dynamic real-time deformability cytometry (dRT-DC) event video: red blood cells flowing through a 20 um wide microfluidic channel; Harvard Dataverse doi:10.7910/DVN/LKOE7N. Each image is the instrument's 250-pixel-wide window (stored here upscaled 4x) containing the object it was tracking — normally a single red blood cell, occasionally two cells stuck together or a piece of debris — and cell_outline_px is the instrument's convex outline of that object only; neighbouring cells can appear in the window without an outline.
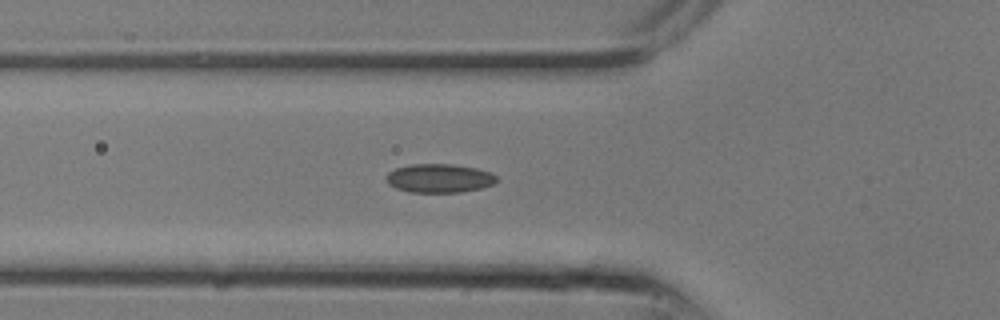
{"species": "common noctule bat (a hibernating species)", "species_latin": "Nyctalus noctula", "temperature_condition": "room temperature", "stored_images_in_passage": 16, "camera_frame_rate_fps": 3000, "um_per_image_px": 0.085, "animal": {"sex": "male", "body_mass_g": 13.3}, "frame": {"image": 1, "passage_image": 8, "time_ms": 2.333, "image_size_px": [1000, 320], "cell_outline_px": [[496, 180], [492, 184], [480, 188], [460, 192], [408, 192], [396, 188], [388, 184], [388, 172], [396, 168], [412, 164], [452, 164], [476, 168], [488, 172], [496, 176]], "centroid_in_image_um": [37.31, 15.15], "position_along_channel_um": 88.5, "area_um2": 18.21}}
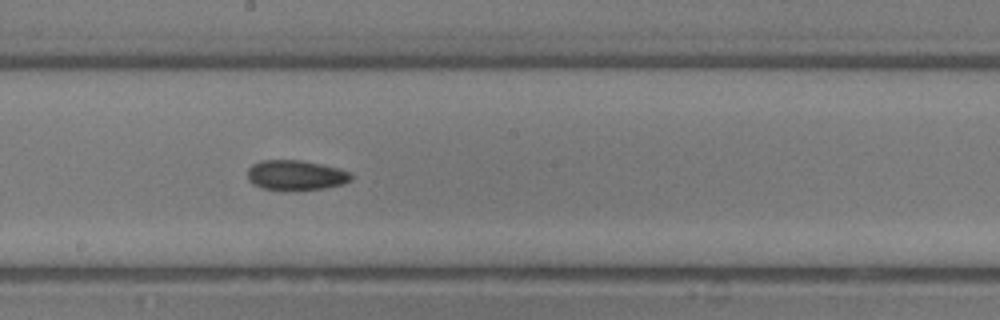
{"frame": {"image": 2, "passage_image": 13, "time_ms": 4.0, "image_size_px": [1000, 320], "cell_outline_px": [[352, 180], [340, 184], [324, 188], [260, 188], [252, 184], [248, 180], [248, 168], [252, 164], [260, 160], [300, 160], [340, 168], [348, 172], [352, 176]], "centroid_in_image_um": [25.11, 14.85], "position_along_channel_um": 223.1, "area_um2": 17.57}}
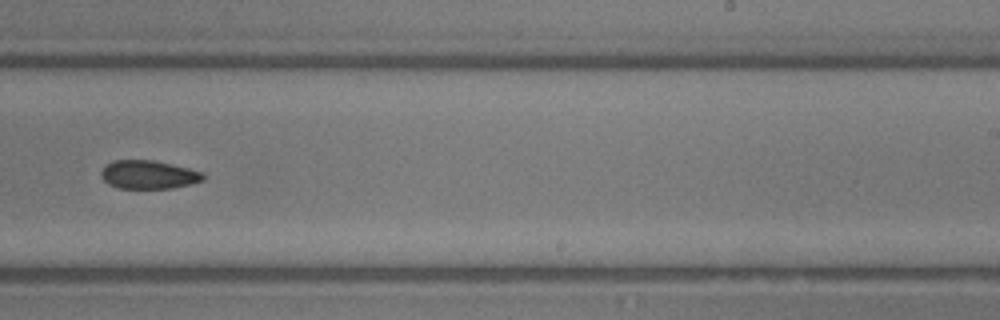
{"frame": {"image": 3, "passage_image": 15, "time_ms": 4.667, "image_size_px": [1000, 320], "cell_outline_px": [[204, 180], [192, 184], [172, 188], [120, 188], [108, 184], [100, 176], [100, 172], [112, 160], [152, 160], [188, 168], [204, 172]], "centroid_in_image_um": [12.64, 14.85], "position_along_channel_um": 276.4, "area_um2": 16.88}}